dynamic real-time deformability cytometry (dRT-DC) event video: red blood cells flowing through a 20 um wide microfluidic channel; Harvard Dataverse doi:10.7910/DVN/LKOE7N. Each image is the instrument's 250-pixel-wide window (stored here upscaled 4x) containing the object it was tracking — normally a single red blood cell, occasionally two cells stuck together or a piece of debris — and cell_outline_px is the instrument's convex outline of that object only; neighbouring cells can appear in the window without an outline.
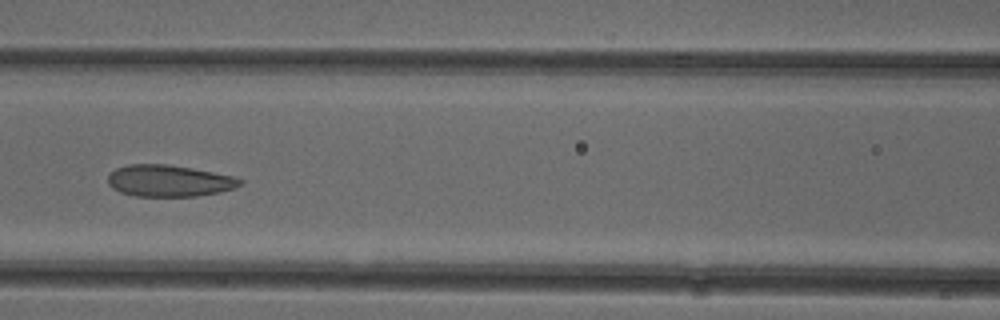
{"species": "common noctule bat (a hibernating species)", "species_latin": "Nyctalus noctula", "temperature_condition": "cold", "stored_images_in_passage": 6, "camera_frame_rate_fps": 3000, "um_per_image_px": 0.085, "animal": {"sex": "female"}, "frame": {"image": 1, "passage_image": 6, "time_ms": 5.667, "image_size_px": [1000, 320], "cell_outline_px": [[244, 184], [236, 188], [196, 196], [136, 196], [120, 192], [112, 188], [108, 184], [108, 176], [116, 168], [128, 164], [168, 164], [192, 168], [236, 176], [244, 180]], "centroid_in_image_um": [14.4, 15.36], "position_along_channel_um": 152.2, "area_um2": 24.51}}